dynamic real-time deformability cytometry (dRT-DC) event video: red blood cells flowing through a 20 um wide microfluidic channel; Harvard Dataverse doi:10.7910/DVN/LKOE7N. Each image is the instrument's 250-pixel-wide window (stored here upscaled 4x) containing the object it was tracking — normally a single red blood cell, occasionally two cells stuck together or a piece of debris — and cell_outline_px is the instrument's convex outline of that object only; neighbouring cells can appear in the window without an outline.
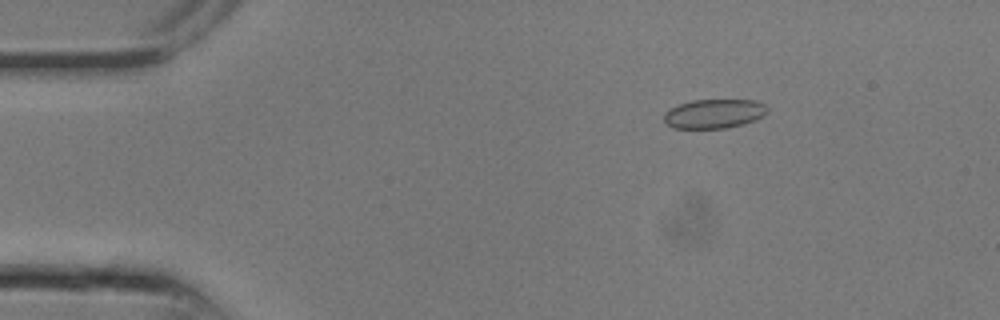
{"species": "common noctule bat (a hibernating species)", "species_latin": "Nyctalus noctula", "temperature_condition": "room temperature", "stored_images_in_passage": 13, "camera_frame_rate_fps": 3000, "um_per_image_px": 0.085, "animal": {"sex": "male", "body_mass_g": 13.3}, "frame": {"image": 1, "passage_image": 4, "time_ms": 1.0, "image_size_px": [1000, 320], "cell_outline_px": [[768, 112], [764, 116], [756, 120], [744, 124], [724, 128], [672, 128], [664, 120], [664, 112], [680, 104], [692, 100], [756, 100], [764, 104], [768, 108]], "centroid_in_image_um": [60.74, 9.66], "position_along_channel_um": 24.3, "area_um2": 17.63}}
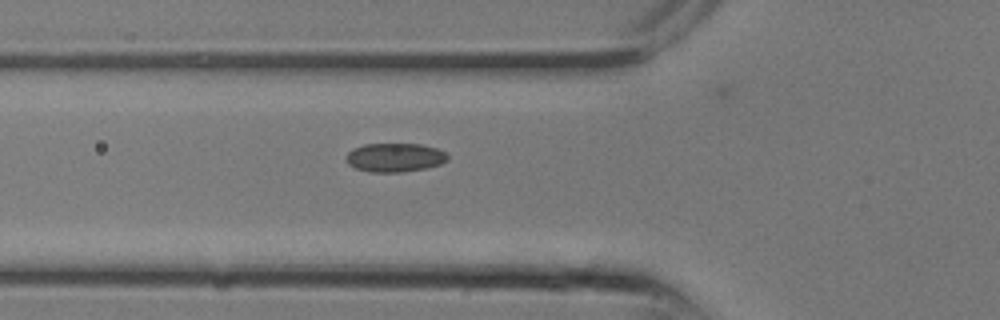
{"frame": {"image": 2, "passage_image": 9, "time_ms": 2.667, "image_size_px": [1000, 320], "cell_outline_px": [[448, 160], [440, 164], [424, 168], [400, 172], [368, 172], [356, 168], [348, 164], [348, 152], [352, 148], [364, 144], [420, 144], [436, 148], [444, 152], [448, 156]], "centroid_in_image_um": [33.55, 13.38], "position_along_channel_um": 92.2, "area_um2": 16.88}}
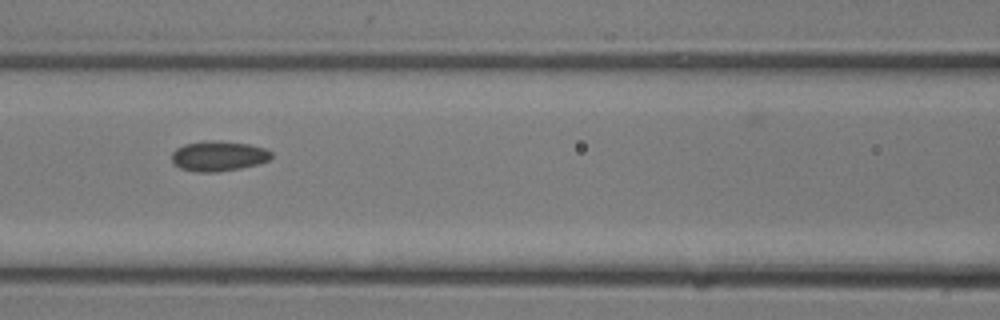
{"frame": {"image": 3, "passage_image": 11, "time_ms": 3.333, "image_size_px": [1000, 320], "cell_outline_px": [[272, 156], [268, 160], [256, 164], [240, 168], [216, 172], [196, 172], [180, 168], [172, 164], [172, 152], [176, 148], [184, 144], [204, 140], [220, 140], [248, 144], [264, 148], [272, 152]], "centroid_in_image_um": [18.52, 13.25], "position_along_channel_um": 148.1, "area_um2": 17.63}}